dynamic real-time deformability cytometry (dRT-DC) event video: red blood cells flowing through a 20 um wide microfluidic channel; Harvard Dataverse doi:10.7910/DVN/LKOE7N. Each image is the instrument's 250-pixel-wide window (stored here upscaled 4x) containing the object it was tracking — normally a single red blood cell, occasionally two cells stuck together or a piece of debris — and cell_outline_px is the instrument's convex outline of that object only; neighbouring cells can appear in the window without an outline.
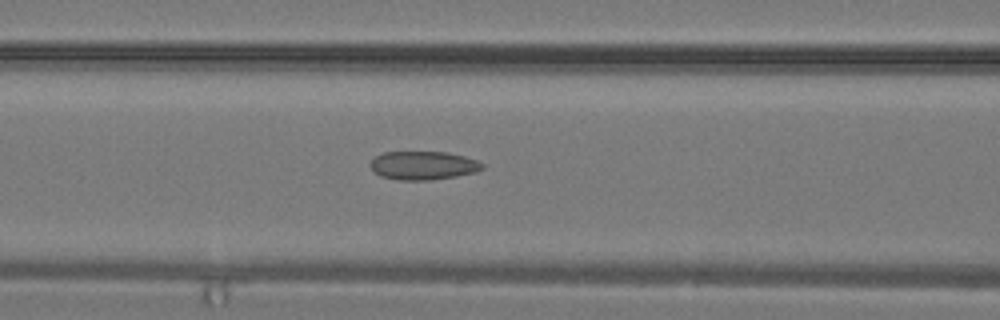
{"species": "common noctule bat (a hibernating species)", "species_latin": "Nyctalus noctula", "temperature_condition": "warm", "stored_images_in_passage": 30, "camera_frame_rate_fps": 3000, "um_per_image_px": 0.085, "animal": {"sex": "male", "body_mass_g": 19.2, "forearm_length_mm": 51.8}, "frame": {"image": 1, "passage_image": 11, "time_ms": 3.333, "image_size_px": [1000, 320], "cell_outline_px": [[484, 168], [476, 172], [456, 176], [432, 180], [400, 180], [380, 176], [368, 164], [376, 156], [384, 152], [448, 152], [464, 156], [476, 160], [484, 164]], "centroid_in_image_um": [35.99, 14.06], "position_along_channel_um": 130.6, "area_um2": 18.61}}
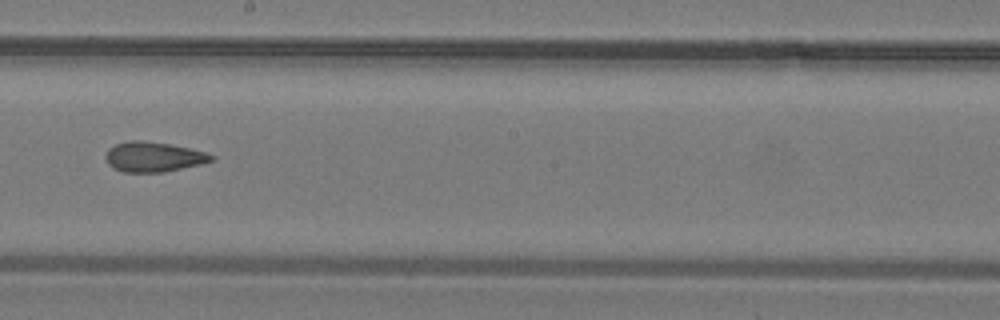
{"frame": {"image": 2, "passage_image": 16, "time_ms": 5.0, "image_size_px": [1000, 320], "cell_outline_px": [[216, 160], [204, 164], [164, 172], [124, 172], [108, 164], [104, 156], [108, 148], [116, 144], [128, 140], [144, 140], [168, 144], [188, 148], [204, 152], [216, 156]], "centroid_in_image_um": [13.07, 13.33], "position_along_channel_um": 235.1, "area_um2": 18.61}}
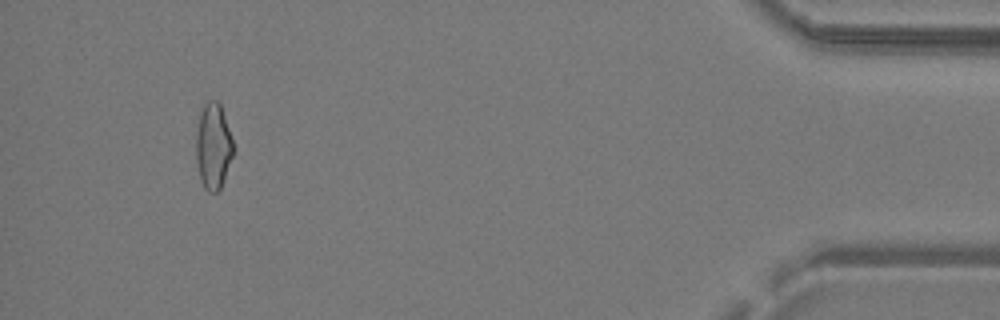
{"frame": {"image": 3, "passage_image": 28, "time_ms": 9.0, "image_size_px": [1000, 320], "cell_outline_px": [[232, 156], [224, 180], [220, 188], [216, 192], [208, 192], [204, 188], [200, 180], [196, 160], [196, 132], [200, 112], [204, 104], [208, 100], [216, 100], [220, 104], [232, 140]], "centroid_in_image_um": [18.09, 12.44], "position_along_channel_um": 417.1, "area_um2": 18.44}}